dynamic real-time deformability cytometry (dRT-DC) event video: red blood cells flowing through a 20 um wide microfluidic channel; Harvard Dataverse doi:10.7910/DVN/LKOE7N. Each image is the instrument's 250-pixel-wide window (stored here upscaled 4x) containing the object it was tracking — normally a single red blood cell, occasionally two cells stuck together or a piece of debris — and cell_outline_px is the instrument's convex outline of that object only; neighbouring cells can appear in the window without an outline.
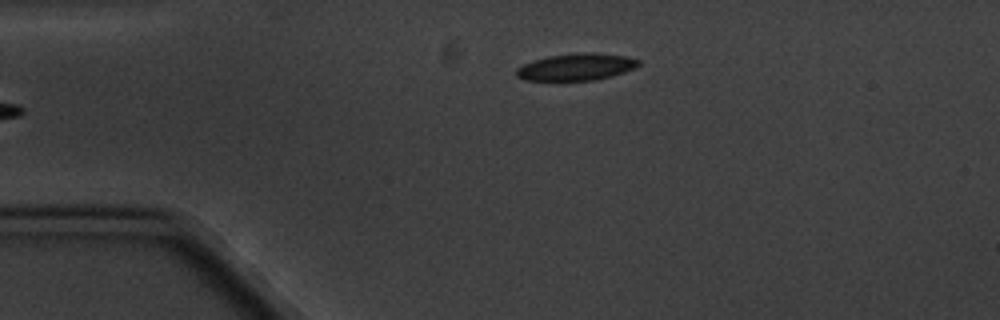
{"species": "common noctule bat (a hibernating species)", "species_latin": "Nyctalus noctula", "temperature_condition": "cold", "stored_images_in_passage": 5, "camera_frame_rate_fps": 3000, "um_per_image_px": 0.085, "animal": {"sex": "male", "body_mass_g": 20.1, "forearm_length_mm": 53.5}, "frame": {"image": 1, "passage_image": 5, "time_ms": 5.333, "image_size_px": [1000, 320], "cell_outline_px": [[640, 64], [636, 68], [612, 76], [596, 80], [524, 80], [516, 76], [516, 68], [532, 60], [548, 56], [624, 56], [640, 60]], "centroid_in_image_um": [48.93, 5.76], "position_along_channel_um": 36.1, "area_um2": 17.98}}